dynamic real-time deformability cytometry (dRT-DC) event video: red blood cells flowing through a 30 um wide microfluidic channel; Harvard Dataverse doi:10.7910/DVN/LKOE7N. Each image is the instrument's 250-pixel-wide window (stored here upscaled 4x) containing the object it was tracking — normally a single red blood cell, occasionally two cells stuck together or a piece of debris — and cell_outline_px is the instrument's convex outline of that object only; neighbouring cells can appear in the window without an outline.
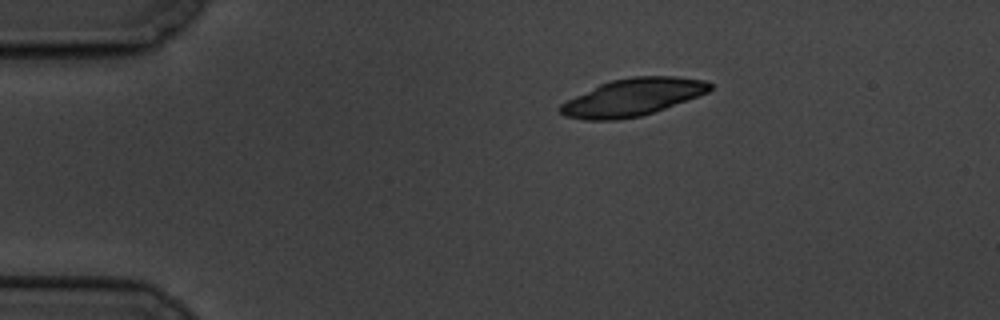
{"species": "common noctule bat (a hibernating species)", "species_latin": "Nyctalus noctula", "temperature_condition": "cold", "stored_images_in_passage": 3, "camera_frame_rate_fps": 3000, "um_per_image_px": 0.085, "animal": {"sex": "male", "body_mass_g": 19.5, "forearm_length_mm": 54.6}, "frame": {"image": 1, "passage_image": 1, "time_ms": 0.0, "image_size_px": [1000, 320], "cell_outline_px": [[712, 88], [708, 92], [664, 108], [640, 116], [616, 120], [584, 120], [564, 116], [560, 112], [560, 104], [600, 84], [612, 80], [632, 76], [676, 76], [704, 80], [712, 84]], "centroid_in_image_um": [53.77, 8.26], "position_along_channel_um": 31.2, "area_um2": 32.14}}